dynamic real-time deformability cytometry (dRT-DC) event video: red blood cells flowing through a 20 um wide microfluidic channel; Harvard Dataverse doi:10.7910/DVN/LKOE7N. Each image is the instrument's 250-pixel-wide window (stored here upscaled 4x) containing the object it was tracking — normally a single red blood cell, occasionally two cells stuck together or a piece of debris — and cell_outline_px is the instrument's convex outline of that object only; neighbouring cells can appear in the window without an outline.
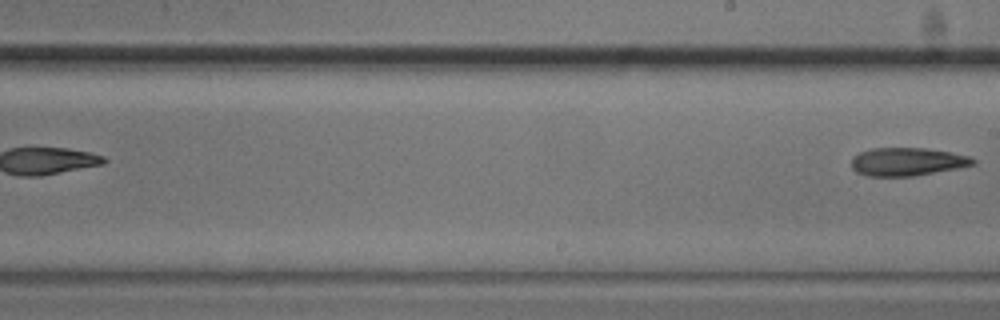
{"species": "common noctule bat (a hibernating species)", "species_latin": "Nyctalus noctula", "temperature_condition": "cold", "stored_images_in_passage": 6, "segment_of_instrument_passage": [2, 2], "camera_frame_rate_fps": 3000, "um_per_image_px": 0.085, "animal": {"sex": "male", "body_mass_g": 20.5, "forearm_length_mm": 52.5}, "frame": {"image": 1, "passage_image": 6, "time_ms": 6.0, "image_size_px": [1000, 320], "cell_outline_px": [[976, 164], [960, 168], [912, 176], [868, 176], [856, 172], [852, 168], [852, 156], [860, 152], [872, 148], [928, 148], [968, 156], [976, 160]], "centroid_in_image_um": [77.11, 13.74], "position_along_channel_um": 211.9, "area_um2": 19.94}}